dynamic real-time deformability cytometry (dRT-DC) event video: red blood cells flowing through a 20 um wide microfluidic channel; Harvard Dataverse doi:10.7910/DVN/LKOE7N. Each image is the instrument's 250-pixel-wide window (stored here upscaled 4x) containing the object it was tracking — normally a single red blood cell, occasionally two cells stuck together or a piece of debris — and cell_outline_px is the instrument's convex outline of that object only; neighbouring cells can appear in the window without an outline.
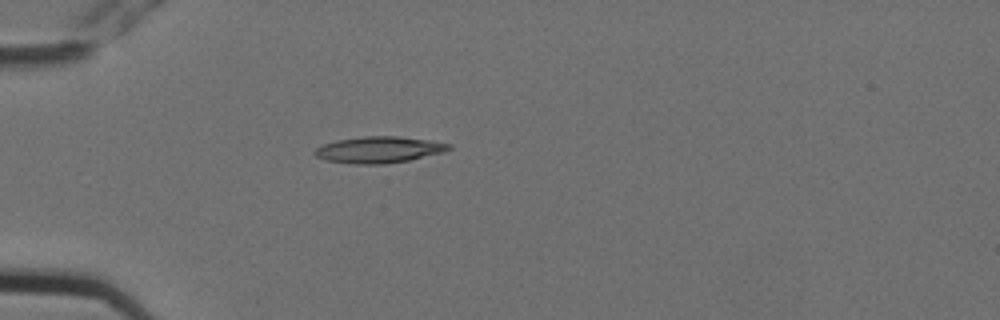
{"species": "Egyptian fruit bat (a non-hibernating species)", "species_latin": "Rousettus aegyptiacus", "temperature_condition": "cold", "stored_images_in_passage": 5, "camera_frame_rate_fps": 3000, "um_per_image_px": 0.085, "animal": {"sex": "female"}, "frame": {"image": 1, "passage_image": 4, "time_ms": 1.0, "image_size_px": [1000, 320], "cell_outline_px": [[452, 148], [444, 152], [408, 160], [384, 164], [356, 164], [324, 160], [316, 156], [312, 152], [316, 148], [324, 144], [336, 140], [364, 136], [396, 136], [428, 140], [452, 144]], "centroid_in_image_um": [32.19, 12.72], "position_along_channel_um": 52.8, "area_um2": 20.58}}